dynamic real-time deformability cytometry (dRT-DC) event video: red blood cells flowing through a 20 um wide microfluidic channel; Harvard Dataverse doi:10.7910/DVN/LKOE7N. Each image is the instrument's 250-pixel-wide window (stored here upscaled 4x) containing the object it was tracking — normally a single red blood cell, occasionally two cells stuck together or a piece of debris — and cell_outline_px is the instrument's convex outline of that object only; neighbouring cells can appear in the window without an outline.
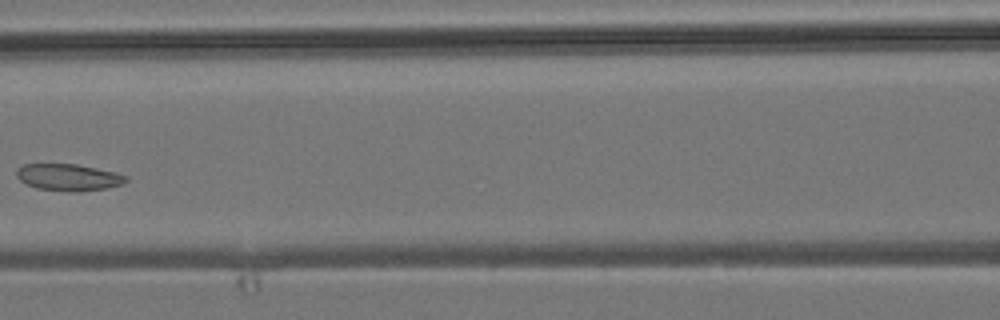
{"species": "common noctule bat (a hibernating species)", "species_latin": "Nyctalus noctula", "temperature_condition": "room temperature", "stored_images_in_passage": 5, "camera_frame_rate_fps": 3000, "um_per_image_px": 0.085, "animal": {"sex": "male", "body_mass_g": 19.2, "forearm_length_mm": 51.8}, "frame": {"image": 1, "passage_image": 3, "time_ms": 2.333, "image_size_px": [1000, 320], "cell_outline_px": [[128, 180], [124, 184], [104, 188], [80, 192], [72, 192], [36, 188], [20, 180], [16, 176], [16, 168], [24, 164], [76, 164], [116, 172], [128, 176]], "centroid_in_image_um": [5.83, 15.07], "position_along_channel_um": 160.8, "area_um2": 17.17}}
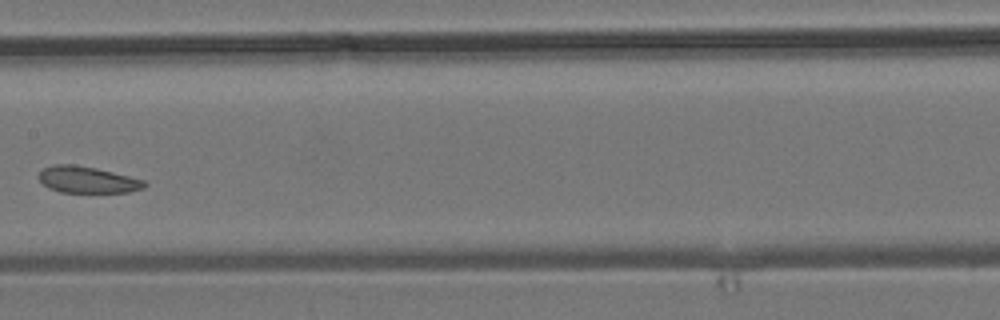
{"frame": {"image": 2, "passage_image": 4, "time_ms": 3.333, "image_size_px": [1000, 320], "cell_outline_px": [[148, 184], [144, 188], [128, 192], [60, 192], [48, 188], [36, 176], [44, 168], [52, 164], [72, 164], [96, 168], [144, 180]], "centroid_in_image_um": [7.4, 15.27], "position_along_channel_um": 200.0, "area_um2": 16.3}}
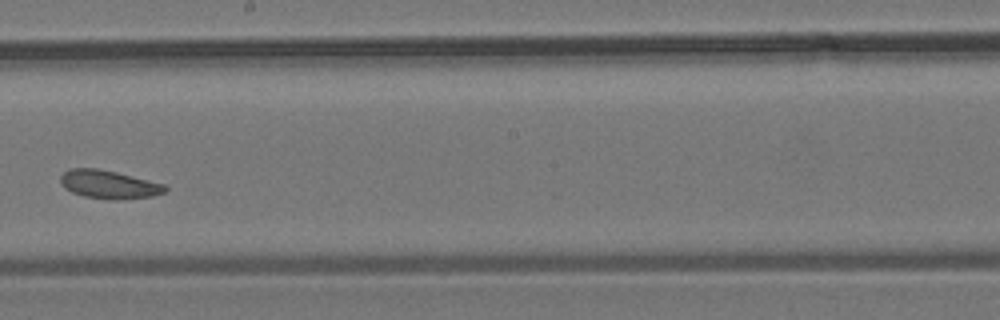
{"frame": {"image": 3, "passage_image": 5, "time_ms": 4.333, "image_size_px": [1000, 320], "cell_outline_px": [[168, 188], [164, 192], [152, 196], [116, 200], [112, 200], [84, 196], [72, 192], [64, 188], [60, 180], [60, 176], [64, 172], [72, 168], [96, 168], [116, 172], [164, 184]], "centroid_in_image_um": [9.24, 15.68], "position_along_channel_um": 239.0, "area_um2": 17.11}}